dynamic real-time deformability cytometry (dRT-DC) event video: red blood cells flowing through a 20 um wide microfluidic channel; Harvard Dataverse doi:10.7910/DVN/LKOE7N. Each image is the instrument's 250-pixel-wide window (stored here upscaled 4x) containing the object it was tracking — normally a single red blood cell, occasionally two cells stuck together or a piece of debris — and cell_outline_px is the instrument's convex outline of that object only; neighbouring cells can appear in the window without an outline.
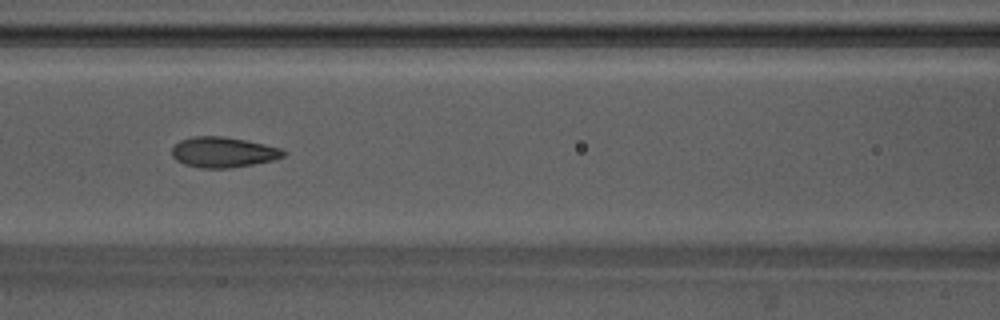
{"species": "Egyptian fruit bat (a non-hibernating species)", "species_latin": "Rousettus aegyptiacus", "temperature_condition": "warm", "stored_images_in_passage": 54, "camera_frame_rate_fps": 3000, "um_per_image_px": 0.085, "animal": {"sex": "male"}, "frame": {"image": 1, "passage_image": 23, "time_ms": 7.333, "image_size_px": [1000, 320], "cell_outline_px": [[288, 152], [284, 156], [276, 160], [228, 168], [200, 168], [184, 164], [176, 160], [172, 156], [172, 148], [180, 140], [192, 136], [224, 136], [264, 144], [280, 148]], "centroid_in_image_um": [18.98, 12.94], "position_along_channel_um": 147.6, "area_um2": 19.83}}
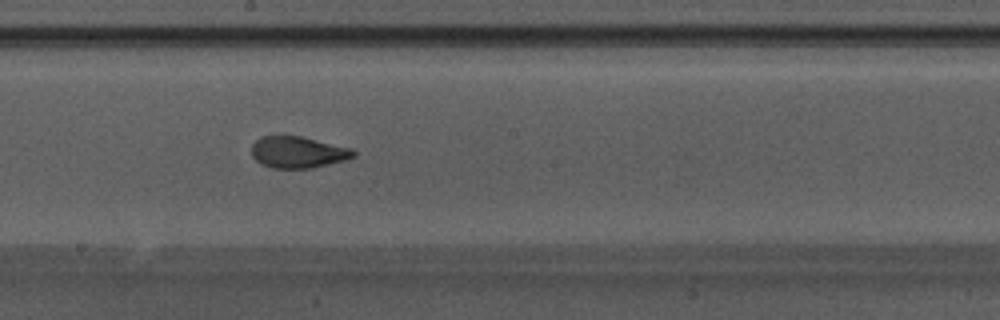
{"frame": {"image": 2, "passage_image": 29, "time_ms": 9.333, "image_size_px": [1000, 320], "cell_outline_px": [[356, 156], [344, 160], [312, 168], [272, 168], [260, 164], [252, 156], [252, 144], [256, 140], [264, 136], [300, 136], [352, 148], [356, 152]], "centroid_in_image_um": [25.32, 12.94], "position_along_channel_um": 222.9, "area_um2": 18.67}}
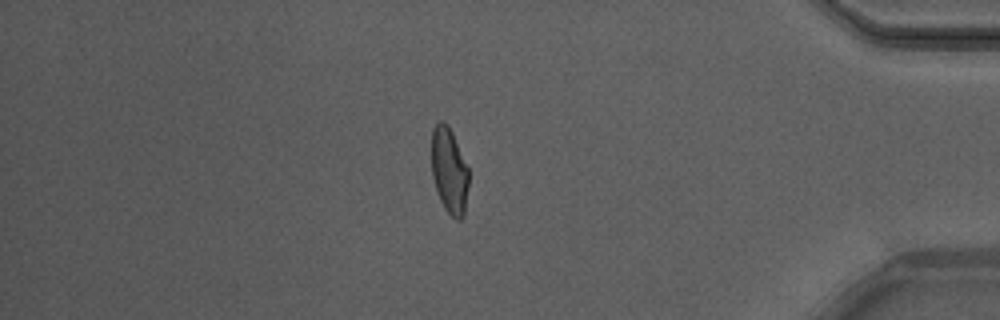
{"frame": {"image": 3, "passage_image": 46, "time_ms": 15.0, "image_size_px": [1000, 320], "cell_outline_px": [[468, 184], [464, 216], [460, 220], [456, 220], [444, 208], [440, 200], [432, 176], [432, 128], [440, 120], [444, 120], [448, 124], [452, 132], [468, 168]], "centroid_in_image_um": [38.18, 14.5], "position_along_channel_um": 397.0, "area_um2": 18.55}, "authors_computed_cell_mechanics": {"area_um2": 19.363, "velocity_mm_per_s": 3.7809, "shape_relaxation_time_tau1_ms": 6.0288, "shape_relaxation_time_tau2_ms": 1.1677, "deformation_change_tau1": 0.1808, "deformation_change_tau2": 0.0642}}